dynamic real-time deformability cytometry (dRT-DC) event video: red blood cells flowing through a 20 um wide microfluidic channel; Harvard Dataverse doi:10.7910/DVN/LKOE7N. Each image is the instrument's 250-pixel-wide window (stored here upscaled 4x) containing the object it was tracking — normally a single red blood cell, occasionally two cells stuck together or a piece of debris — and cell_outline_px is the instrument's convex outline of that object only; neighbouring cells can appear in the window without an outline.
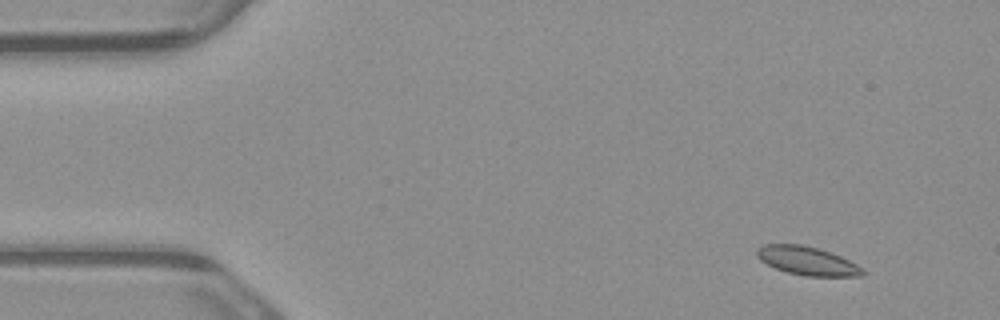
{"species": "common noctule bat (a hibernating species)", "species_latin": "Nyctalus noctula", "temperature_condition": "warm", "stored_images_in_passage": 5, "camera_frame_rate_fps": 3000, "um_per_image_px": 0.085, "animal": {"sex": "male", "body_mass_g": 23.1, "forearm_length_mm": 52.7}, "frame": {"image": 1, "passage_image": 1, "time_ms": 0.0, "image_size_px": [1000, 320], "cell_outline_px": [[868, 272], [864, 276], [804, 276], [788, 272], [776, 268], [760, 260], [756, 256], [756, 252], [764, 244], [800, 244], [816, 248], [840, 256], [864, 268]], "centroid_in_image_um": [68.66, 22.19], "position_along_channel_um": 16.3, "area_um2": 17.46}}